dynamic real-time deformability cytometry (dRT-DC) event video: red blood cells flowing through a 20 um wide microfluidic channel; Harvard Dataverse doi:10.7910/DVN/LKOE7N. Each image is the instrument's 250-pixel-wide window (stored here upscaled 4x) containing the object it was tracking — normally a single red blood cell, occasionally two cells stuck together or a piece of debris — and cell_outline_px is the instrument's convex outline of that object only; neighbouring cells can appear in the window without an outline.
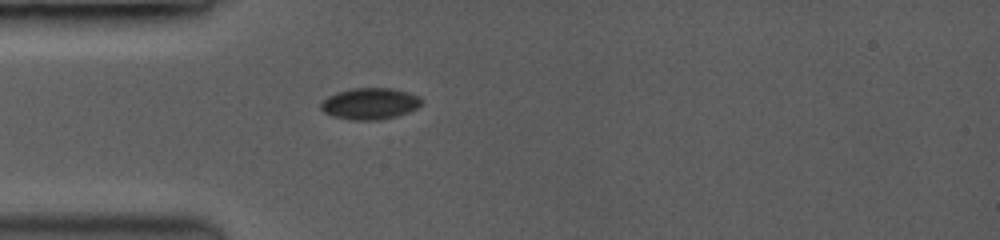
{"species": "common noctule bat (a hibernating species)", "species_latin": "Nyctalus noctula", "temperature_condition": "room temperature", "stored_images_in_passage": 1, "camera_frame_rate_fps": 3500, "um_per_image_px": 0.085, "animal": {"sex": "female", "body_mass_g": 19.0, "forearm_length_mm": 53.3}, "frame": {"image": 1, "passage_image": 1, "time_ms": 0.0, "image_size_px": [1000, 240], "cell_outline_px": [[420, 104], [416, 108], [408, 112], [396, 116], [380, 120], [352, 120], [332, 116], [324, 112], [320, 108], [320, 104], [328, 96], [340, 92], [356, 88], [388, 88], [420, 96]], "centroid_in_image_um": [31.42, 8.83], "position_along_channel_um": 53.6, "area_um2": 18.09}}